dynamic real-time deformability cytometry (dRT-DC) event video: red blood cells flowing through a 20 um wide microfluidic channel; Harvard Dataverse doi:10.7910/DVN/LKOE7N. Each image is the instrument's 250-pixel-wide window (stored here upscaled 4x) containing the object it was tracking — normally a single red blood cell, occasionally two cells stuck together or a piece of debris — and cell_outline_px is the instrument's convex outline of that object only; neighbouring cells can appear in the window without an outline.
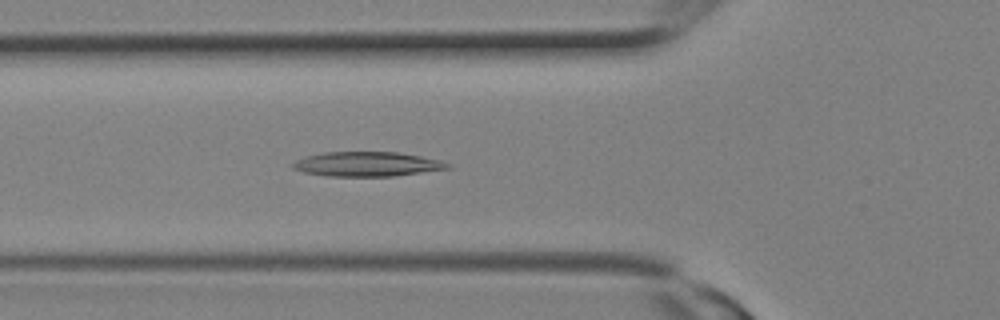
{"species": "Egyptian fruit bat (a non-hibernating species)", "species_latin": "Rousettus aegyptiacus", "temperature_condition": "room temperature", "stored_images_in_passage": 2, "camera_frame_rate_fps": 3000, "um_per_image_px": 0.085, "animal": {"sex": "female"}, "frame": {"image": 1, "passage_image": 2, "time_ms": 0.333, "image_size_px": [1000, 320], "cell_outline_px": [[452, 168], [392, 176], [328, 176], [304, 172], [292, 168], [292, 164], [296, 160], [304, 156], [324, 152], [396, 152], [420, 156], [440, 160], [452, 164]], "centroid_in_image_um": [31.2, 13.94], "position_along_channel_um": 94.6, "area_um2": 22.14}}